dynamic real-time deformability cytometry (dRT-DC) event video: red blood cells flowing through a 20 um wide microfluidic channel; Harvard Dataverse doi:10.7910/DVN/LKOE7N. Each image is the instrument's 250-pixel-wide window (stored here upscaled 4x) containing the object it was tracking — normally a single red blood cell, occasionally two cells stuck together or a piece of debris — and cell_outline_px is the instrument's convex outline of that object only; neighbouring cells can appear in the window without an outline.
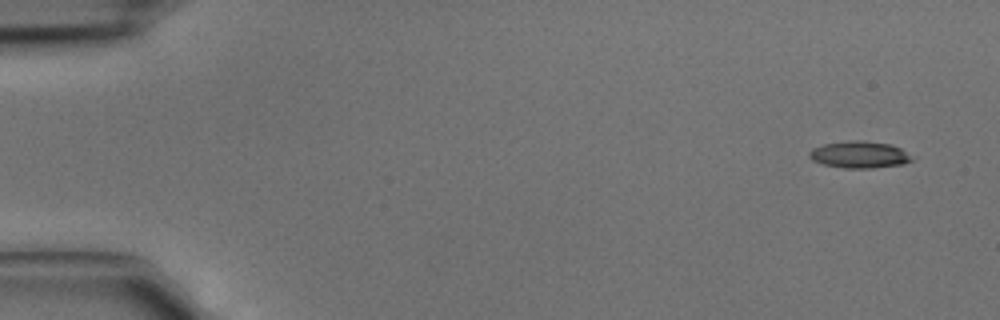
{"species": "common noctule bat (a hibernating species)", "species_latin": "Nyctalus noctula", "temperature_condition": "cold", "stored_images_in_passage": 3, "camera_frame_rate_fps": 3000, "um_per_image_px": 0.085, "animal": {"sex": "male", "body_mass_g": 15.6}, "frame": {"image": 1, "passage_image": 1, "time_ms": 0.0, "image_size_px": [1000, 320], "cell_outline_px": [[916, 156], [912, 160], [904, 164], [872, 168], [844, 168], [824, 164], [812, 160], [808, 156], [808, 152], [812, 148], [824, 144], [852, 140], [864, 140], [892, 144]], "centroid_in_image_um": [73.09, 13.14], "position_along_channel_um": 11.9, "area_um2": 16.3}}